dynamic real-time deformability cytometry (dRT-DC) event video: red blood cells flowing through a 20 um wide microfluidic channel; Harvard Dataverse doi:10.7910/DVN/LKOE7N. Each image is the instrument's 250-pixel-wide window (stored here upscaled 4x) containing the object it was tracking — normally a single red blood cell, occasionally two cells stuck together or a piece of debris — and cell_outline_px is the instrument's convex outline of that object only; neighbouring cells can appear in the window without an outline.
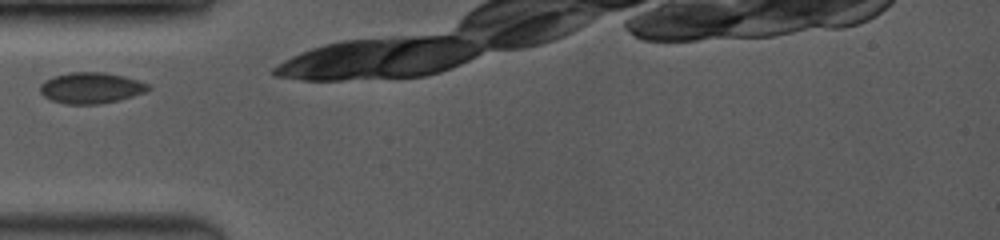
{"species": "common noctule bat (a hibernating species)", "species_latin": "Nyctalus noctula", "temperature_condition": "room temperature", "stored_images_in_passage": 3, "camera_frame_rate_fps": 3500, "um_per_image_px": 0.085, "animal": {"sex": "female", "body_mass_g": 19.0, "forearm_length_mm": 53.3}, "frame": {"image": 1, "passage_image": 2, "time_ms": 0.571, "image_size_px": [1000, 240], "cell_outline_px": [[152, 88], [144, 92], [120, 100], [100, 104], [68, 104], [52, 100], [44, 96], [40, 92], [40, 84], [44, 80], [52, 76], [68, 72], [104, 72], [124, 76], [152, 84]], "centroid_in_image_um": [7.75, 7.46], "position_along_channel_um": 77.2, "area_um2": 19.77}}